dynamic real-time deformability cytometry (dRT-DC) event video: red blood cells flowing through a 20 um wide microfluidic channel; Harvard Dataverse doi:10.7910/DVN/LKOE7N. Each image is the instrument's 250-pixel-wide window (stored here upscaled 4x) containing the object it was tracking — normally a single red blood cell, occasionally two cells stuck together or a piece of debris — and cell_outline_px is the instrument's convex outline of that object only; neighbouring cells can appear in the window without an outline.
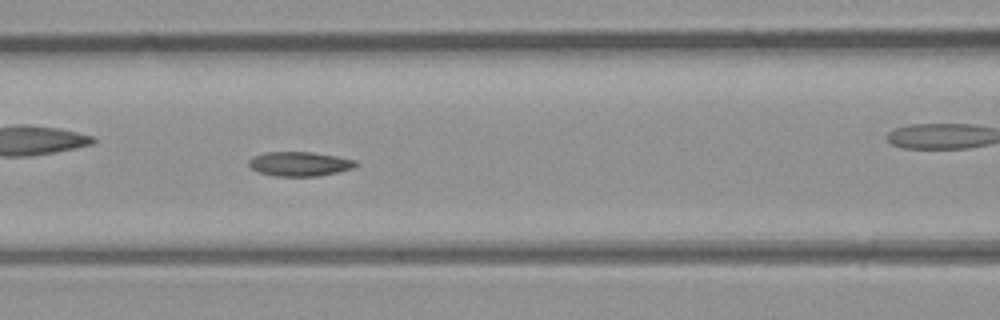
{"species": "common noctule bat (a hibernating species)", "species_latin": "Nyctalus noctula", "temperature_condition": "room temperature", "stored_images_in_passage": 50, "camera_frame_rate_fps": 3000, "um_per_image_px": 0.085, "animal": {"sex": "male", "body_mass_g": 23.1, "forearm_length_mm": 52.7}, "frame": {"image": 1, "passage_image": 22, "time_ms": 7.0, "image_size_px": [1000, 320], "cell_outline_px": [[360, 164], [352, 168], [320, 176], [276, 176], [256, 172], [248, 164], [248, 160], [252, 156], [264, 152], [312, 152], [336, 156], [356, 160]], "centroid_in_image_um": [25.44, 13.93], "position_along_channel_um": 141.2, "area_um2": 15.32}, "authors_computed_cell_mechanics": {"area_um2": 15.6638, "velocity_mm_per_s": 4.3285, "shape_relaxation_time_tau1_ms": 6.3981, "shape_relaxation_time_tau2_ms": 7.8749, "deformation_change_tau1": 0.1448, "deformation_change_tau2": 0.1139}}